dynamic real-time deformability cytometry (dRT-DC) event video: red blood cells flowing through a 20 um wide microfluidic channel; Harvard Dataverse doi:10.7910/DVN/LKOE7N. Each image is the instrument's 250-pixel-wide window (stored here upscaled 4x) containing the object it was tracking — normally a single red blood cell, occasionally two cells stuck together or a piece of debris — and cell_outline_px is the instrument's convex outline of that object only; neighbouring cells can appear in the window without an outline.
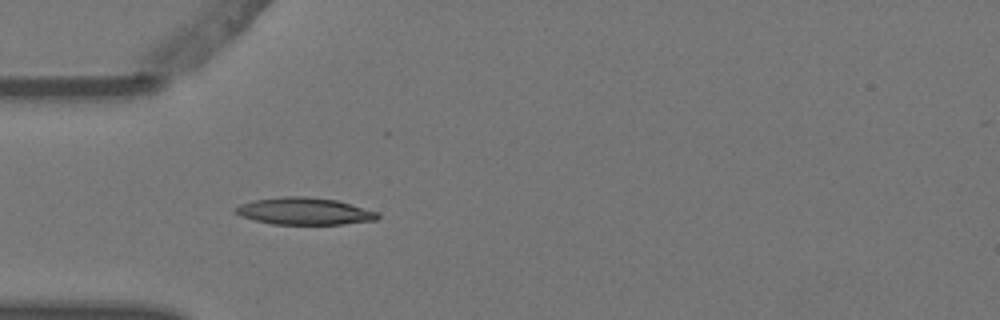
{"species": "Egyptian fruit bat (a non-hibernating species)", "species_latin": "Rousettus aegyptiacus", "temperature_condition": "warm", "stored_images_in_passage": 6, "camera_frame_rate_fps": 3000, "um_per_image_px": 0.085, "animal": {"sex": "female"}, "frame": {"image": 1, "passage_image": 6, "time_ms": 1.667, "image_size_px": [1000, 320], "cell_outline_px": [[380, 216], [376, 220], [344, 224], [272, 224], [240, 216], [232, 212], [232, 208], [240, 204], [256, 200], [280, 196], [304, 196], [336, 200], [380, 212]], "centroid_in_image_um": [25.86, 17.95], "position_along_channel_um": 59.1, "area_um2": 22.54}}